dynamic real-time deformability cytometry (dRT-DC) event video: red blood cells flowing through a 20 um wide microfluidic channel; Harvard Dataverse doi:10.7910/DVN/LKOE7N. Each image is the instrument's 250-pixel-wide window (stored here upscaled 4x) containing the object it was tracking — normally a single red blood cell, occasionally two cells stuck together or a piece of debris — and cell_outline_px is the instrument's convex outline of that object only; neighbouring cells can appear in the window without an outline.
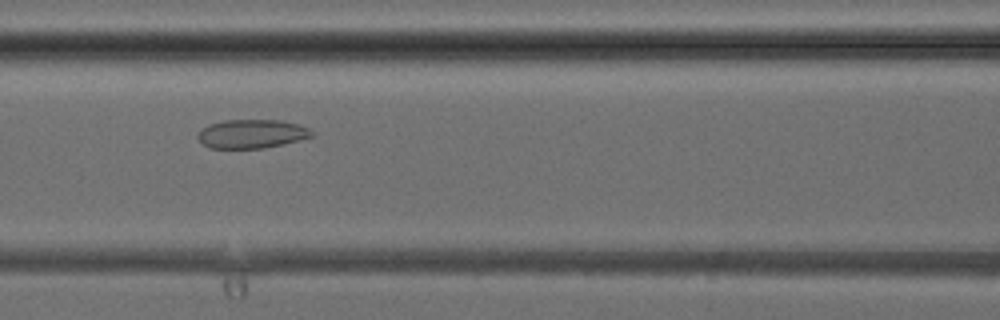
{"species": "common noctule bat (a hibernating species)", "species_latin": "Nyctalus noctula", "temperature_condition": "cold", "stored_images_in_passage": 7, "camera_frame_rate_fps": 3000, "um_per_image_px": 0.085, "animal": {"sex": "female", "body_mass_g": 24.6, "forearm_length_mm": 56.2}, "frame": {"image": 1, "passage_image": 6, "time_ms": 6.0, "image_size_px": [1000, 320], "cell_outline_px": [[312, 136], [264, 148], [208, 148], [196, 136], [208, 124], [224, 120], [280, 120], [296, 124], [308, 128], [312, 132]], "centroid_in_image_um": [21.35, 11.37], "position_along_channel_um": 145.3, "area_um2": 18.73}}
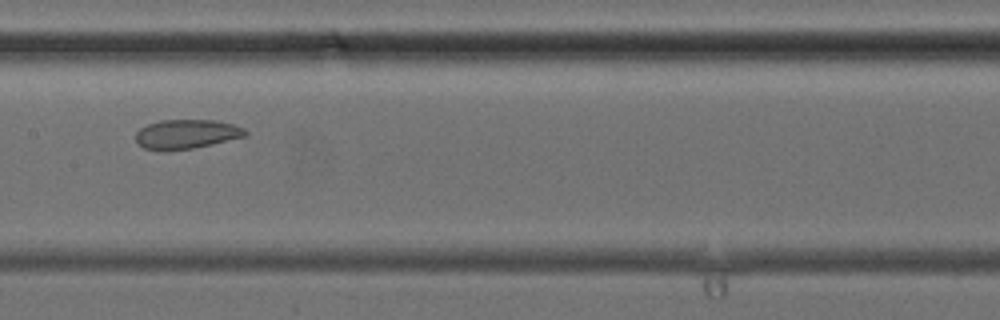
{"frame": {"image": 2, "passage_image": 7, "time_ms": 7.0, "image_size_px": [1000, 320], "cell_outline_px": [[248, 132], [244, 136], [212, 144], [192, 148], [164, 152], [144, 148], [136, 144], [136, 132], [140, 128], [148, 124], [160, 120], [216, 120], [232, 124], [244, 128]], "centroid_in_image_um": [15.79, 11.41], "position_along_channel_um": 191.6, "area_um2": 18.84}}